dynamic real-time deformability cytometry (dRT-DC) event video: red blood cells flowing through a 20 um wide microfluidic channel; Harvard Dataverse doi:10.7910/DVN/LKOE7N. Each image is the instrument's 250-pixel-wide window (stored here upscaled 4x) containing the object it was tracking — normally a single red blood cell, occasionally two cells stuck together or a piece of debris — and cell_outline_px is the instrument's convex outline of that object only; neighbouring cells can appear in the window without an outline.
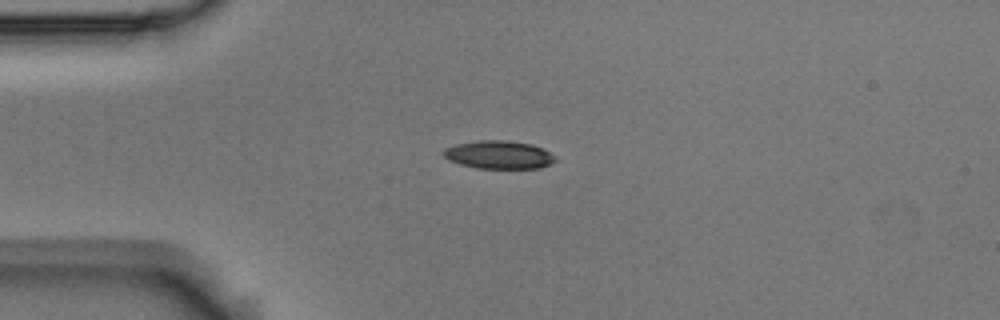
{"species": "Egyptian fruit bat (a non-hibernating species)", "species_latin": "Rousettus aegyptiacus", "temperature_condition": "room temperature", "stored_images_in_passage": 8, "camera_frame_rate_fps": 3000, "um_per_image_px": 0.085, "animal": {"sex": "male"}, "frame": {"image": 1, "passage_image": 2, "time_ms": 0.333, "image_size_px": [1000, 320], "cell_outline_px": [[556, 160], [552, 164], [540, 168], [476, 168], [460, 164], [448, 160], [440, 152], [444, 148], [456, 144], [480, 140], [504, 140], [532, 144], [544, 148], [556, 156]], "centroid_in_image_um": [42.41, 13.15], "position_along_channel_um": 42.6, "area_um2": 18.55}}
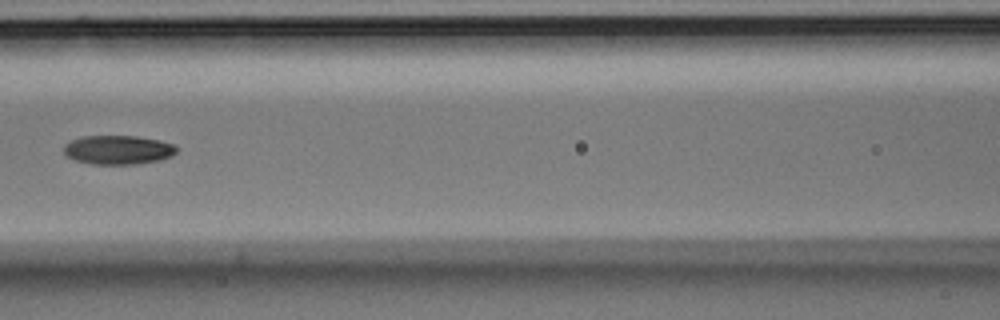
{"frame": {"image": 2, "passage_image": 5, "time_ms": 1.333, "image_size_px": [1000, 320], "cell_outline_px": [[176, 152], [172, 156], [160, 160], [136, 164], [92, 164], [76, 160], [68, 156], [64, 152], [64, 144], [72, 140], [84, 136], [136, 136], [156, 140], [172, 144], [176, 148]], "centroid_in_image_um": [10.02, 12.74], "position_along_channel_um": 156.6, "area_um2": 18.84}}
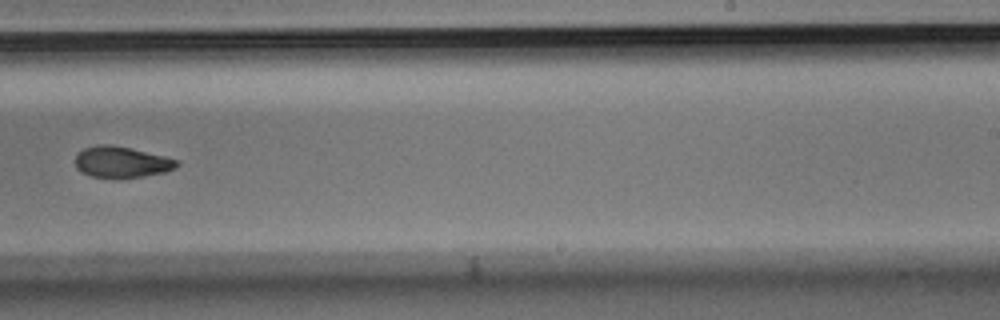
{"frame": {"image": 3, "passage_image": 8, "time_ms": 2.333, "image_size_px": [1000, 320], "cell_outline_px": [[180, 164], [176, 168], [164, 172], [144, 176], [92, 176], [80, 172], [76, 168], [76, 156], [84, 148], [96, 144], [108, 144], [132, 148], [180, 160]], "centroid_in_image_um": [10.36, 13.74], "position_along_channel_um": 278.6, "area_um2": 18.15}}